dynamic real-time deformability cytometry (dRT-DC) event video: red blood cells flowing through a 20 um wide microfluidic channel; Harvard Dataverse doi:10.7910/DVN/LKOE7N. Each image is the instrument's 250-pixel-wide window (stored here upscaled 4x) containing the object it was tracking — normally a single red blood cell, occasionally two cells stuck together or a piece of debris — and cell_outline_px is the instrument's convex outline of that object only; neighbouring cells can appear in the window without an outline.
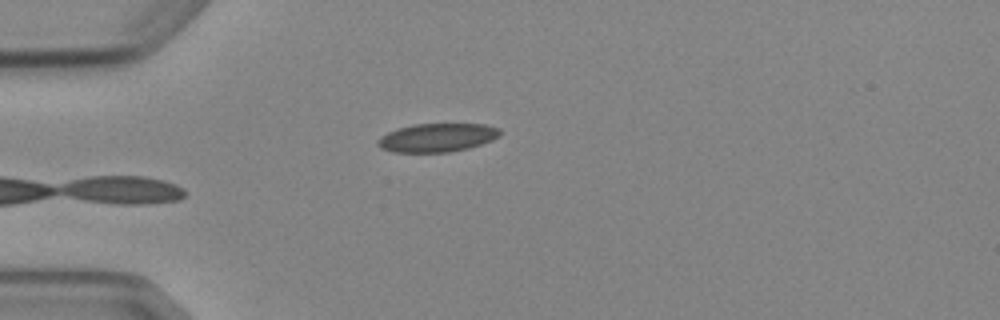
{"species": "Egyptian fruit bat (a non-hibernating species)", "species_latin": "Rousettus aegyptiacus", "temperature_condition": "cold", "stored_images_in_passage": 5, "camera_frame_rate_fps": 3000, "um_per_image_px": 0.085, "animal": {"sex": "female"}, "frame": {"image": 1, "passage_image": 5, "time_ms": 4.667, "image_size_px": [1000, 320], "cell_outline_px": [[500, 136], [492, 140], [468, 148], [448, 152], [392, 152], [376, 144], [376, 140], [380, 136], [396, 128], [412, 124], [484, 124], [500, 128]], "centroid_in_image_um": [37.14, 11.69], "position_along_channel_um": 47.9, "area_um2": 20.35}}